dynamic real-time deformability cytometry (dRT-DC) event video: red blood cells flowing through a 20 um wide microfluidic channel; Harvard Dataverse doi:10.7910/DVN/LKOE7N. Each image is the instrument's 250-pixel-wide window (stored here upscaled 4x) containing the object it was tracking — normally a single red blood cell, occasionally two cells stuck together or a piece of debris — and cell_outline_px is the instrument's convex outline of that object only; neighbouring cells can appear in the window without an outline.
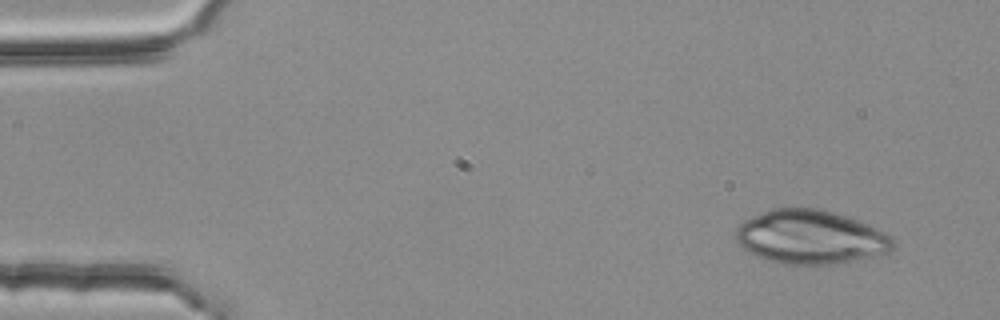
{"species": "common noctule bat (a hibernating species)", "species_latin": "Nyctalus noctula", "temperature_condition": "room temperature", "stored_images_in_passage": 3, "camera_frame_rate_fps": 3000, "um_per_image_px": 0.085, "animal": {"sex": "female", "body_mass_g": 25.1}, "frame": {"image": 1, "passage_image": 1, "time_ms": 0.0, "image_size_px": [1000, 320], "cell_outline_px": [[892, 248], [888, 252], [876, 256], [836, 264], [784, 264], [768, 260], [748, 252], [736, 244], [736, 228], [744, 220], [752, 216], [772, 208], [820, 208], [856, 220], [876, 228], [892, 236]], "centroid_in_image_um": [68.85, 20.15], "position_along_channel_um": 16.1, "area_um2": 49.19}}